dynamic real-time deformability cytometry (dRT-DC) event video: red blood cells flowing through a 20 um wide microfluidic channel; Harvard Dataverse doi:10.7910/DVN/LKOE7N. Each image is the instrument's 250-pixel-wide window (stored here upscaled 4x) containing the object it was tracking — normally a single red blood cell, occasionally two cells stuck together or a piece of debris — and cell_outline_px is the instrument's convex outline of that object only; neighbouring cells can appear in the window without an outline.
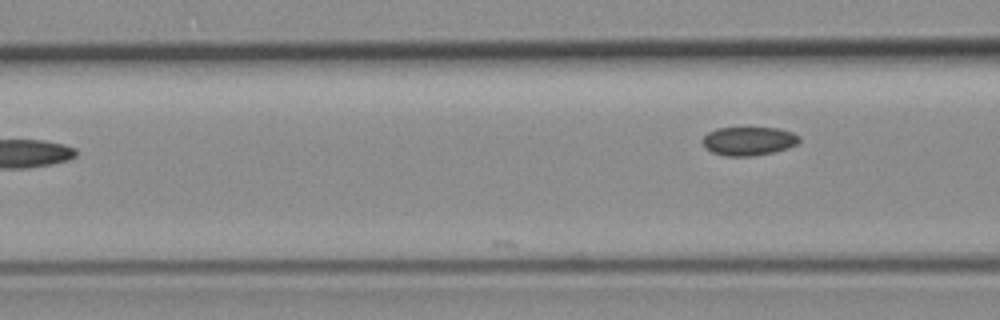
{"species": "common noctule bat (a hibernating species)", "species_latin": "Nyctalus noctula", "temperature_condition": "room temperature", "stored_images_in_passage": 8, "camera_frame_rate_fps": 3000, "um_per_image_px": 0.085, "animal": {"sex": "female", "body_mass_g": 19.3, "forearm_length_mm": 54.1}, "frame": {"image": 1, "passage_image": 4, "time_ms": 1.0, "image_size_px": [1000, 320], "cell_outline_px": [[800, 140], [796, 144], [788, 148], [776, 152], [752, 156], [724, 156], [712, 152], [704, 148], [704, 136], [708, 132], [716, 128], [780, 128], [792, 132], [800, 136]], "centroid_in_image_um": [63.66, 11.99], "position_along_channel_um": 102.9, "area_um2": 16.24}}
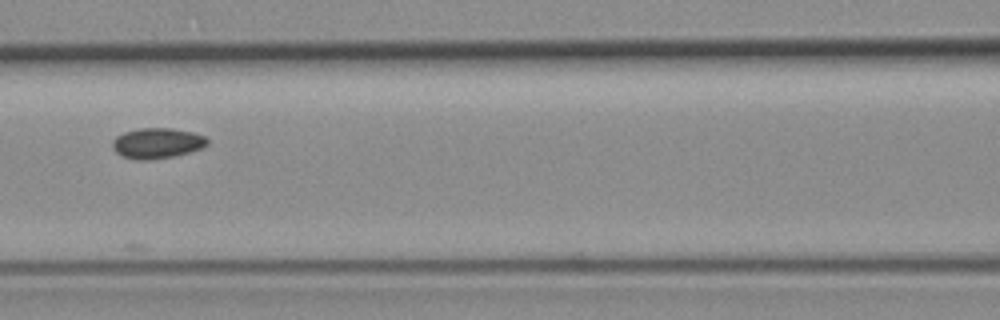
{"frame": {"image": 2, "passage_image": 5, "time_ms": 1.333, "image_size_px": [1000, 320], "cell_outline_px": [[208, 144], [200, 148], [188, 152], [172, 156], [148, 160], [136, 160], [124, 156], [116, 152], [112, 148], [112, 140], [116, 136], [124, 132], [140, 128], [172, 128], [192, 132], [204, 136], [208, 140]], "centroid_in_image_um": [13.32, 12.16], "position_along_channel_um": 153.3, "area_um2": 16.7}}
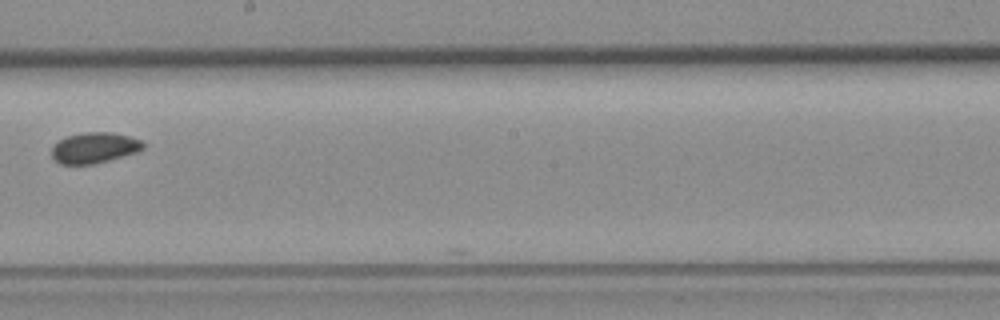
{"frame": {"image": 3, "passage_image": 7, "time_ms": 2.0, "image_size_px": [1000, 320], "cell_outline_px": [[144, 148], [136, 152], [108, 160], [92, 164], [60, 164], [52, 156], [52, 148], [60, 140], [68, 136], [88, 132], [112, 132], [128, 136], [140, 140], [144, 144]], "centroid_in_image_um": [8.03, 12.56], "position_along_channel_um": 240.2, "area_um2": 16.01}}